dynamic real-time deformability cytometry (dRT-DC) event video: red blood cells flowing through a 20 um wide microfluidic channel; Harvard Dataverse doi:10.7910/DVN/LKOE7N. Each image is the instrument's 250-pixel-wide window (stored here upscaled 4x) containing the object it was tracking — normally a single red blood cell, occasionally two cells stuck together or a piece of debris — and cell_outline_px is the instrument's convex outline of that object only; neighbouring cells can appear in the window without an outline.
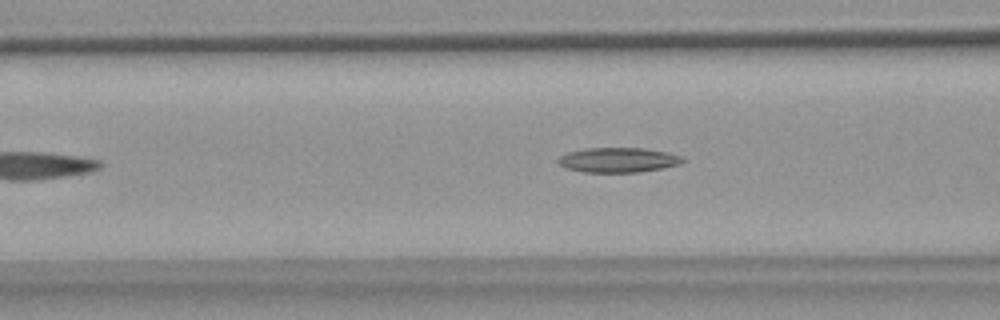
{"species": "common noctule bat (a hibernating species)", "species_latin": "Nyctalus noctula", "temperature_condition": "warm", "stored_images_in_passage": 47, "camera_frame_rate_fps": 3000, "um_per_image_px": 0.085, "animal": {"sex": "female", "body_mass_g": 18.4}, "frame": {"image": 1, "passage_image": 12, "time_ms": 3.667, "image_size_px": [1000, 320], "cell_outline_px": [[684, 160], [680, 164], [664, 168], [640, 172], [584, 172], [564, 168], [556, 164], [556, 160], [560, 156], [568, 152], [584, 148], [644, 148], [664, 152], [680, 156]], "centroid_in_image_um": [52.47, 13.6], "position_along_channel_um": 114.1, "area_um2": 18.09}}
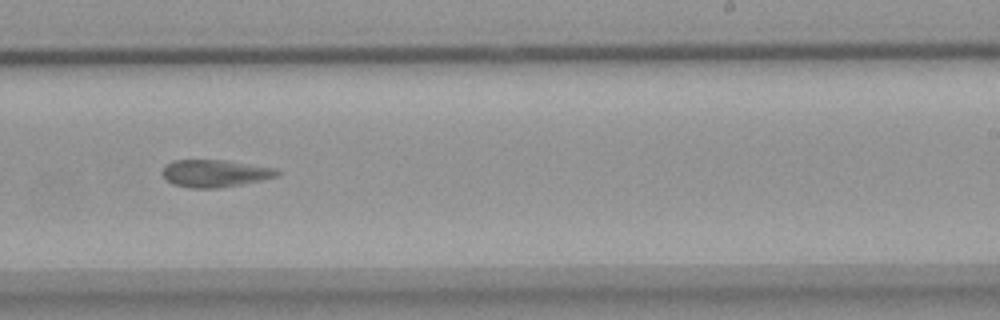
{"frame": {"image": 2, "passage_image": 25, "time_ms": 8.0, "image_size_px": [1000, 320], "cell_outline_px": [[280, 176], [244, 184], [220, 188], [188, 188], [172, 184], [160, 172], [172, 160], [228, 160], [276, 168], [280, 172]], "centroid_in_image_um": [18.31, 14.74], "position_along_channel_um": 270.7, "area_um2": 18.55}}
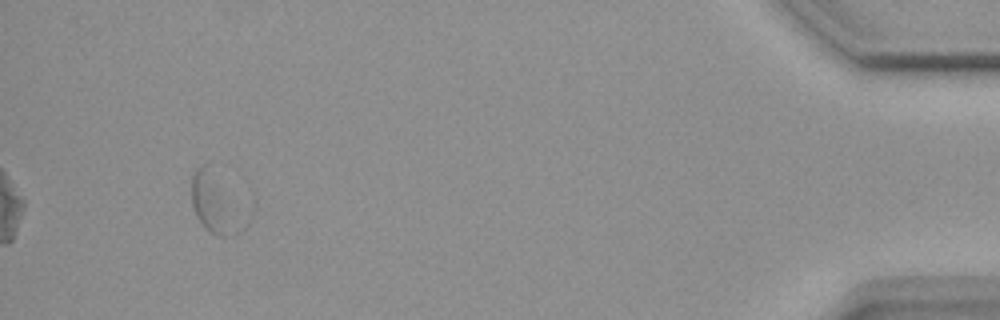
{"frame": {"image": 3, "passage_image": 43, "time_ms": 14.0, "image_size_px": [1000, 320], "cell_outline_px": [[244, 228], [236, 236], [220, 236], [204, 228], [196, 216], [192, 204], [192, 176], [196, 168], [200, 164], [208, 164]], "centroid_in_image_um": [18.12, 17.36], "position_along_channel_um": 417.1, "area_um2": 16.18}, "authors_computed_cell_mechanics": {"area_um2": 18.1492, "velocity_mm_per_s": 3.6409, "shape_relaxation_time_tau1_ms": null, "shape_relaxation_time_tau2_ms": 8.3666, "deformation_change_tau1": null, "deformation_change_tau2": 0.1274}}